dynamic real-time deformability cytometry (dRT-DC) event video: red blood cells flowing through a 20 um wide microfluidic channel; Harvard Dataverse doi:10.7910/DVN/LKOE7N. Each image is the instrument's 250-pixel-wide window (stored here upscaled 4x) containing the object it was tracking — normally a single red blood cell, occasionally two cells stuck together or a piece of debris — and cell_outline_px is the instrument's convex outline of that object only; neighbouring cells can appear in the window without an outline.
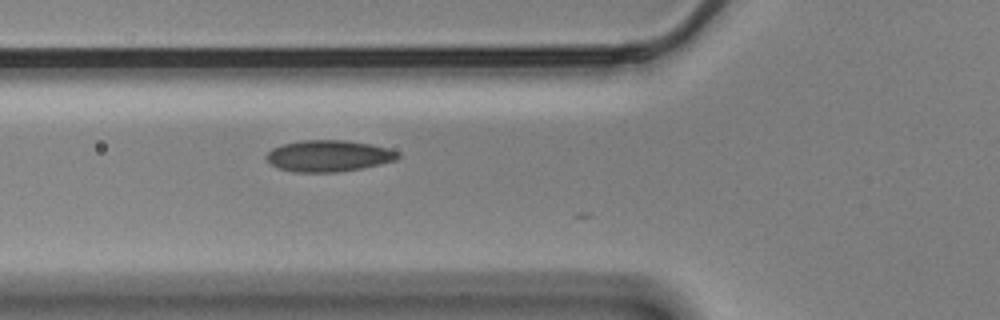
{"species": "Egyptian fruit bat (a non-hibernating species)", "species_latin": "Rousettus aegyptiacus", "temperature_condition": "cold", "stored_images_in_passage": 4, "camera_frame_rate_fps": 3000, "um_per_image_px": 0.085, "animal": {"sex": "male"}, "frame": {"image": 1, "passage_image": 2, "time_ms": 0.333, "image_size_px": [1000, 320], "cell_outline_px": [[400, 156], [396, 160], [380, 164], [360, 168], [336, 172], [292, 172], [276, 168], [264, 156], [272, 148], [284, 144], [300, 140], [348, 140], [372, 144], [388, 148], [400, 152]], "centroid_in_image_um": [27.93, 13.24], "position_along_channel_um": 97.9, "area_um2": 24.22}}